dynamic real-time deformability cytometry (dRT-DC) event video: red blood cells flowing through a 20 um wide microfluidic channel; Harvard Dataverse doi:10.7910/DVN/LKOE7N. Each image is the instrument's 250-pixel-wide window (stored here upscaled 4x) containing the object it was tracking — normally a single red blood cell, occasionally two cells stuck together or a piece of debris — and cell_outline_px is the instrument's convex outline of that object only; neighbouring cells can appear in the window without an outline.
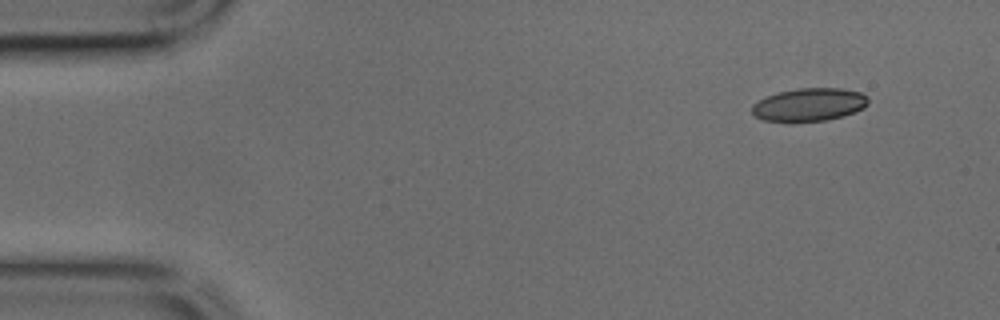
{"species": "common noctule bat (a hibernating species)", "species_latin": "Nyctalus noctula", "temperature_condition": "cold", "stored_images_in_passage": 8, "camera_frame_rate_fps": 3000, "um_per_image_px": 0.085, "animal": {"sex": "male", "body_mass_g": 17.9, "forearm_length_mm": 54.2}, "frame": {"image": 1, "passage_image": 1, "time_ms": 0.0, "image_size_px": [1000, 320], "cell_outline_px": [[868, 104], [864, 108], [856, 112], [844, 116], [828, 120], [764, 120], [756, 116], [752, 112], [752, 104], [768, 96], [780, 92], [800, 88], [840, 88], [860, 92], [868, 96]], "centroid_in_image_um": [68.85, 8.88], "position_along_channel_um": 16.1, "area_um2": 21.96}}